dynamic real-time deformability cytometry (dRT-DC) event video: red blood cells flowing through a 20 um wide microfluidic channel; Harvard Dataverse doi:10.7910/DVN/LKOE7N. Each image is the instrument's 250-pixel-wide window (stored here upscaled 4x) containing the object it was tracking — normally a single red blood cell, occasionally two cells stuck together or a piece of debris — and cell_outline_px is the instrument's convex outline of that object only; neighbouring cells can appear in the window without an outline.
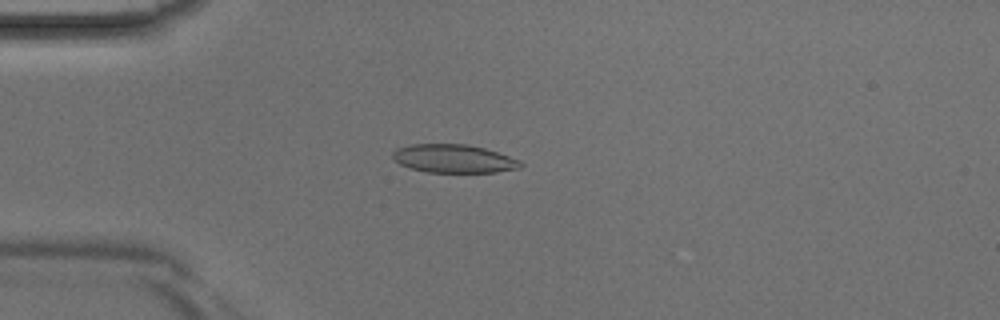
{"species": "Egyptian fruit bat (a non-hibernating species)", "species_latin": "Rousettus aegyptiacus", "temperature_condition": "room temperature", "stored_images_in_passage": 44, "camera_frame_rate_fps": 3000, "um_per_image_px": 0.085, "animal": {"sex": "male"}, "frame": {"image": 1, "passage_image": 12, "time_ms": 3.667, "image_size_px": [1000, 320], "cell_outline_px": [[524, 164], [520, 168], [496, 172], [428, 172], [412, 168], [400, 164], [392, 156], [392, 152], [396, 148], [408, 144], [468, 144], [484, 148], [520, 160]], "centroid_in_image_um": [38.56, 13.48], "position_along_channel_um": 46.4, "area_um2": 21.04}}
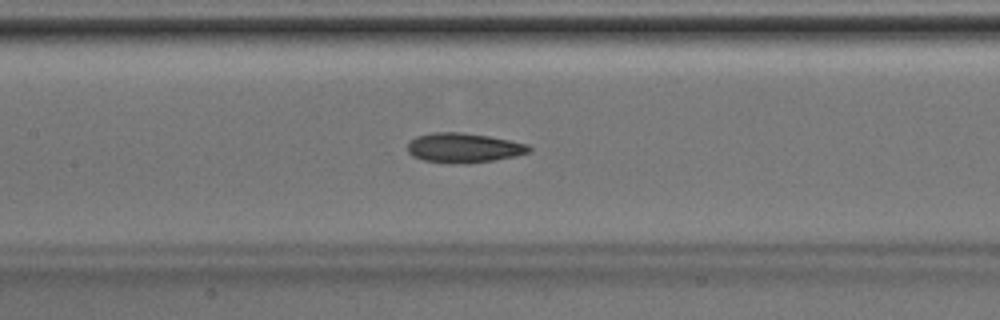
{"frame": {"image": 2, "passage_image": 21, "time_ms": 6.667, "image_size_px": [1000, 320], "cell_outline_px": [[532, 148], [528, 152], [516, 156], [468, 164], [424, 160], [412, 156], [408, 152], [408, 144], [416, 136], [432, 132], [460, 132], [488, 136], [528, 144]], "centroid_in_image_um": [39.41, 12.56], "position_along_channel_um": 168.0, "area_um2": 20.75}}
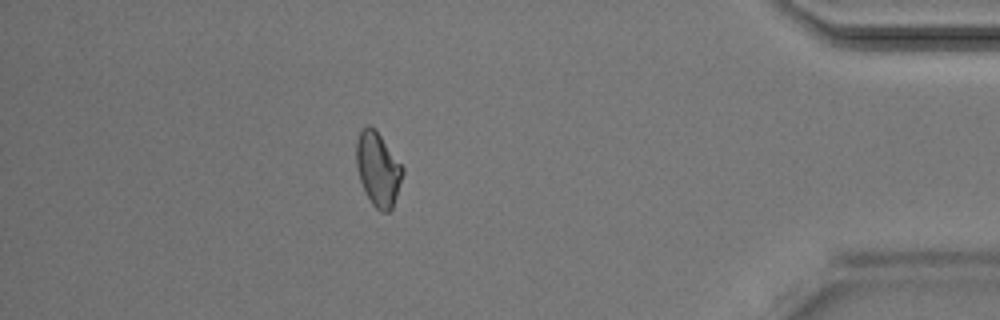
{"frame": {"image": 3, "passage_image": 39, "time_ms": 12.667, "image_size_px": [1000, 320], "cell_outline_px": [[404, 172], [392, 208], [388, 212], [380, 212], [372, 204], [360, 180], [356, 168], [356, 140], [360, 132], [368, 124], [376, 128], [404, 168]], "centroid_in_image_um": [32.12, 14.34], "position_along_channel_um": 403.1, "area_um2": 19.94}}